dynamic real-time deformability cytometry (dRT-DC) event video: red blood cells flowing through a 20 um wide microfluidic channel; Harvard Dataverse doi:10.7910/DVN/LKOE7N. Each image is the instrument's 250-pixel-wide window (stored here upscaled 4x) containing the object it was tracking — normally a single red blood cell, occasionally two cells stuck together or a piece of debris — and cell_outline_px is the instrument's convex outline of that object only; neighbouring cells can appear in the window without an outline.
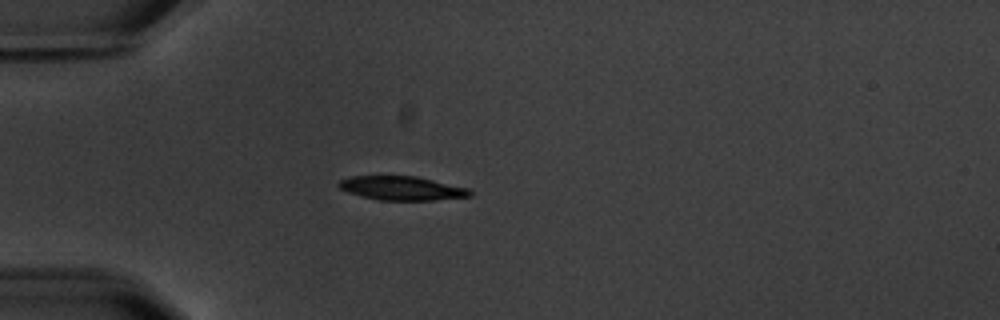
{"species": "common noctule bat (a hibernating species)", "species_latin": "Nyctalus noctula", "temperature_condition": "warm", "stored_images_in_passage": 1, "camera_frame_rate_fps": 3000, "um_per_image_px": 0.085, "animal": {"sex": "male", "body_mass_g": 20.1, "forearm_length_mm": 53.5}, "frame": {"image": 1, "passage_image": 1, "time_ms": 0.0, "image_size_px": [1000, 320], "cell_outline_px": [[472, 196], [432, 200], [380, 200], [360, 196], [348, 192], [340, 188], [336, 184], [340, 180], [352, 176], [416, 176], [472, 188]], "centroid_in_image_um": [34.2, 15.99], "position_along_channel_um": 50.8, "area_um2": 18.44}}